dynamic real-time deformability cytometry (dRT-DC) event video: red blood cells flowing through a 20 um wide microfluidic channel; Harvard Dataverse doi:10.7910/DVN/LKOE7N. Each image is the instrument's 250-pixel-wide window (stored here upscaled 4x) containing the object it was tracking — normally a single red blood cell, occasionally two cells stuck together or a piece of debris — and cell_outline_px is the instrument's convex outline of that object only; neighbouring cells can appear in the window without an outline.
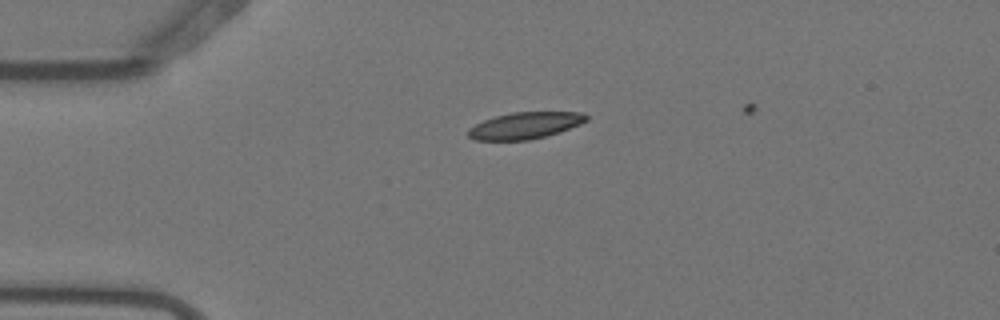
{"species": "Egyptian fruit bat (a non-hibernating species)", "species_latin": "Rousettus aegyptiacus", "temperature_condition": "warm", "stored_images_in_passage": 3, "camera_frame_rate_fps": 3000, "um_per_image_px": 0.085, "animal": {"sex": "female"}, "frame": {"image": 1, "passage_image": 1, "time_ms": 0.0, "image_size_px": [1000, 320], "cell_outline_px": [[588, 120], [580, 124], [560, 132], [528, 140], [476, 140], [468, 136], [468, 128], [484, 120], [496, 116], [512, 112], [584, 112], [588, 116]], "centroid_in_image_um": [44.65, 10.66], "position_along_channel_um": 40.4, "area_um2": 18.26}}
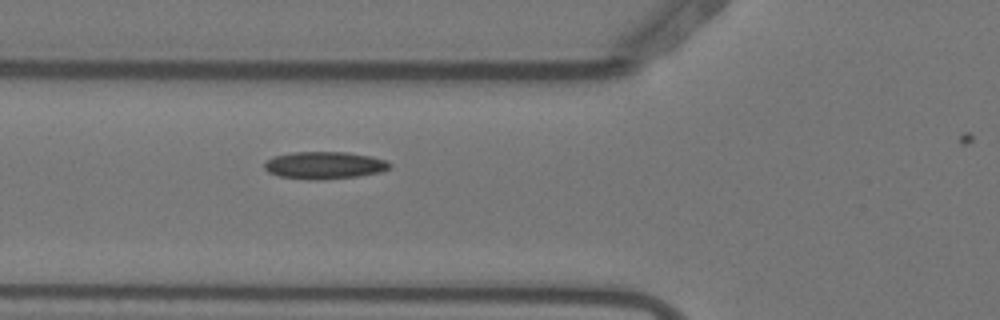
{"frame": {"image": 2, "passage_image": 3, "time_ms": 0.667, "image_size_px": [1000, 320], "cell_outline_px": [[392, 164], [388, 168], [380, 172], [360, 176], [320, 180], [308, 180], [280, 176], [268, 172], [264, 168], [264, 164], [272, 156], [292, 152], [348, 152], [372, 156], [384, 160]], "centroid_in_image_um": [27.56, 14.05], "position_along_channel_um": 98.2, "area_um2": 20.06}}